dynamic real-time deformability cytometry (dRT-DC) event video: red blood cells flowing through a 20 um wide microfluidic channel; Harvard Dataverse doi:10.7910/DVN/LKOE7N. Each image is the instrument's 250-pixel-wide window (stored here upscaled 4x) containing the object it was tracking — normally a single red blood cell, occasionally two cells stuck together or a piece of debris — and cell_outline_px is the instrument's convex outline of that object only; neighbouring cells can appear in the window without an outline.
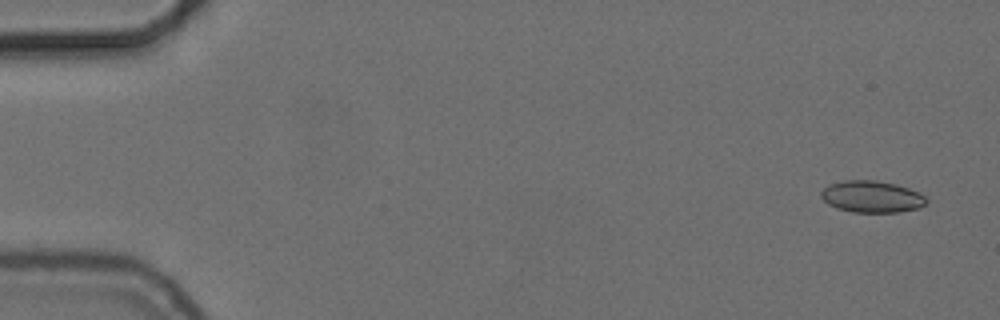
{"species": "common noctule bat (a hibernating species)", "species_latin": "Nyctalus noctula", "temperature_condition": "cold", "stored_images_in_passage": 17, "camera_frame_rate_fps": 3000, "um_per_image_px": 0.085, "animal": {"sex": "female", "body_mass_g": 24.6, "forearm_length_mm": 56.2}, "frame": {"image": 1, "passage_image": 2, "time_ms": 0.333, "image_size_px": [1000, 320], "cell_outline_px": [[928, 200], [920, 208], [900, 212], [852, 212], [836, 208], [828, 204], [820, 196], [820, 192], [828, 184], [844, 180], [876, 180], [896, 184], [920, 192]], "centroid_in_image_um": [74.09, 16.71], "position_along_channel_um": 10.9, "area_um2": 19.65}}
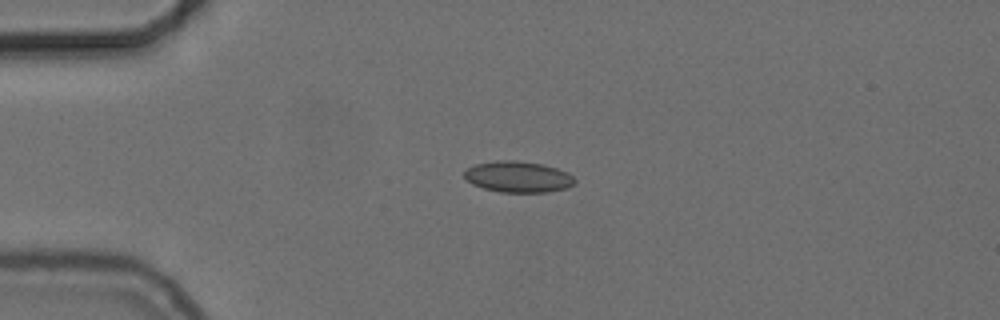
{"frame": {"image": 2, "passage_image": 13, "time_ms": 4.0, "image_size_px": [1000, 320], "cell_outline_px": [[576, 184], [568, 188], [544, 192], [500, 192], [484, 188], [472, 184], [464, 176], [464, 172], [468, 168], [476, 164], [496, 160], [516, 160], [544, 164], [568, 172], [576, 180]], "centroid_in_image_um": [44.07, 15.02], "position_along_channel_um": 40.9, "area_um2": 20.11}}